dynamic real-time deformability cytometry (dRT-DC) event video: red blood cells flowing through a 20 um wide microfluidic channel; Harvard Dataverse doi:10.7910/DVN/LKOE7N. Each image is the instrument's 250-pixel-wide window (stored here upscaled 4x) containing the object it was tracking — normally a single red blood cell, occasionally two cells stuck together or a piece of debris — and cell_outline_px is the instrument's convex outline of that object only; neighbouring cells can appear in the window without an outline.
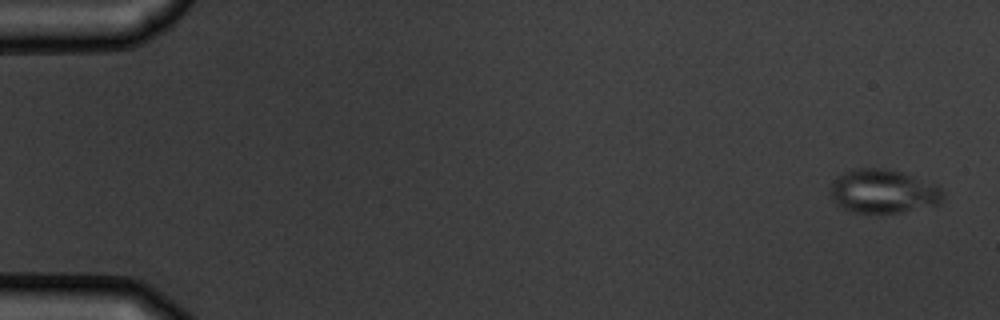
{"species": "common noctule bat (a hibernating species)", "species_latin": "Nyctalus noctula", "temperature_condition": "warm", "stored_images_in_passage": 5, "camera_frame_rate_fps": 3000, "um_per_image_px": 0.085, "animal": {"sex": "male", "body_mass_g": 19.5, "forearm_length_mm": 54.6}, "frame": {"image": 1, "passage_image": 1, "time_ms": 0.0, "image_size_px": [1000, 320], "cell_outline_px": [[944, 200], [940, 204], [900, 212], [852, 212], [836, 204], [832, 200], [832, 184], [836, 176], [844, 172], [856, 168], [884, 168], [900, 172], [936, 184], [944, 192]], "centroid_in_image_um": [75.09, 16.26], "position_along_channel_um": 9.9, "area_um2": 28.55}}